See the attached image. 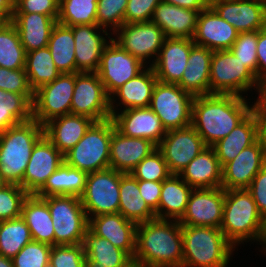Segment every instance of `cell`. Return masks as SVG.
<instances>
[{"mask_svg":"<svg viewBox=\"0 0 266 267\" xmlns=\"http://www.w3.org/2000/svg\"><path fill=\"white\" fill-rule=\"evenodd\" d=\"M254 109L255 101L253 103L247 97L222 94L196 96L192 103L191 126L211 147L226 137Z\"/></svg>","mask_w":266,"mask_h":267,"instance_id":"1","label":"cell"},{"mask_svg":"<svg viewBox=\"0 0 266 267\" xmlns=\"http://www.w3.org/2000/svg\"><path fill=\"white\" fill-rule=\"evenodd\" d=\"M135 267H182V225L155 218L137 225Z\"/></svg>","mask_w":266,"mask_h":267,"instance_id":"2","label":"cell"},{"mask_svg":"<svg viewBox=\"0 0 266 267\" xmlns=\"http://www.w3.org/2000/svg\"><path fill=\"white\" fill-rule=\"evenodd\" d=\"M220 229L235 248L241 244L256 241L258 242L256 244L261 245L259 251L266 256V220L259 213L247 189L225 190Z\"/></svg>","mask_w":266,"mask_h":267,"instance_id":"3","label":"cell"},{"mask_svg":"<svg viewBox=\"0 0 266 267\" xmlns=\"http://www.w3.org/2000/svg\"><path fill=\"white\" fill-rule=\"evenodd\" d=\"M44 136L33 118L0 133V173L7 184L20 186L35 144Z\"/></svg>","mask_w":266,"mask_h":267,"instance_id":"4","label":"cell"},{"mask_svg":"<svg viewBox=\"0 0 266 267\" xmlns=\"http://www.w3.org/2000/svg\"><path fill=\"white\" fill-rule=\"evenodd\" d=\"M182 267H228L235 247L220 228L182 225Z\"/></svg>","mask_w":266,"mask_h":267,"instance_id":"5","label":"cell"},{"mask_svg":"<svg viewBox=\"0 0 266 267\" xmlns=\"http://www.w3.org/2000/svg\"><path fill=\"white\" fill-rule=\"evenodd\" d=\"M253 90L259 98L264 94L265 87L239 58L230 50L213 52L210 64V94L248 97L247 92Z\"/></svg>","mask_w":266,"mask_h":267,"instance_id":"6","label":"cell"},{"mask_svg":"<svg viewBox=\"0 0 266 267\" xmlns=\"http://www.w3.org/2000/svg\"><path fill=\"white\" fill-rule=\"evenodd\" d=\"M114 128L111 118L94 122L83 138L64 154V162L87 173L110 168V141Z\"/></svg>","mask_w":266,"mask_h":267,"instance_id":"7","label":"cell"},{"mask_svg":"<svg viewBox=\"0 0 266 267\" xmlns=\"http://www.w3.org/2000/svg\"><path fill=\"white\" fill-rule=\"evenodd\" d=\"M51 214L55 245H77L83 242L88 229V218L80 197L51 195L42 197Z\"/></svg>","mask_w":266,"mask_h":267,"instance_id":"8","label":"cell"},{"mask_svg":"<svg viewBox=\"0 0 266 267\" xmlns=\"http://www.w3.org/2000/svg\"><path fill=\"white\" fill-rule=\"evenodd\" d=\"M194 96L178 84L157 81L154 86L149 108L160 119L165 131L191 125Z\"/></svg>","mask_w":266,"mask_h":267,"instance_id":"9","label":"cell"},{"mask_svg":"<svg viewBox=\"0 0 266 267\" xmlns=\"http://www.w3.org/2000/svg\"><path fill=\"white\" fill-rule=\"evenodd\" d=\"M124 174L111 168L88 173L84 192L80 196L88 219L119 213L120 178Z\"/></svg>","mask_w":266,"mask_h":267,"instance_id":"10","label":"cell"},{"mask_svg":"<svg viewBox=\"0 0 266 267\" xmlns=\"http://www.w3.org/2000/svg\"><path fill=\"white\" fill-rule=\"evenodd\" d=\"M75 73H61L51 83L36 91L32 101V117L44 125L53 118L71 113Z\"/></svg>","mask_w":266,"mask_h":267,"instance_id":"11","label":"cell"},{"mask_svg":"<svg viewBox=\"0 0 266 267\" xmlns=\"http://www.w3.org/2000/svg\"><path fill=\"white\" fill-rule=\"evenodd\" d=\"M112 35V39L118 45L147 67H151L156 61L166 38L162 29L152 21L124 23Z\"/></svg>","mask_w":266,"mask_h":267,"instance_id":"12","label":"cell"},{"mask_svg":"<svg viewBox=\"0 0 266 267\" xmlns=\"http://www.w3.org/2000/svg\"><path fill=\"white\" fill-rule=\"evenodd\" d=\"M71 114L84 115L95 122L111 118L110 97L96 72H76Z\"/></svg>","mask_w":266,"mask_h":267,"instance_id":"13","label":"cell"},{"mask_svg":"<svg viewBox=\"0 0 266 267\" xmlns=\"http://www.w3.org/2000/svg\"><path fill=\"white\" fill-rule=\"evenodd\" d=\"M146 67L139 59L111 39L103 50L96 73L110 97L119 87L135 78Z\"/></svg>","mask_w":266,"mask_h":267,"instance_id":"14","label":"cell"},{"mask_svg":"<svg viewBox=\"0 0 266 267\" xmlns=\"http://www.w3.org/2000/svg\"><path fill=\"white\" fill-rule=\"evenodd\" d=\"M208 146L191 126L166 131L157 145L172 174L180 172Z\"/></svg>","mask_w":266,"mask_h":267,"instance_id":"15","label":"cell"},{"mask_svg":"<svg viewBox=\"0 0 266 267\" xmlns=\"http://www.w3.org/2000/svg\"><path fill=\"white\" fill-rule=\"evenodd\" d=\"M266 165V145L261 136L222 167L224 190L247 189L256 174Z\"/></svg>","mask_w":266,"mask_h":267,"instance_id":"16","label":"cell"},{"mask_svg":"<svg viewBox=\"0 0 266 267\" xmlns=\"http://www.w3.org/2000/svg\"><path fill=\"white\" fill-rule=\"evenodd\" d=\"M224 202L225 190L222 187L193 189L179 223L220 228Z\"/></svg>","mask_w":266,"mask_h":267,"instance_id":"17","label":"cell"},{"mask_svg":"<svg viewBox=\"0 0 266 267\" xmlns=\"http://www.w3.org/2000/svg\"><path fill=\"white\" fill-rule=\"evenodd\" d=\"M70 28L75 42L76 72H96L112 33L97 24L74 25Z\"/></svg>","mask_w":266,"mask_h":267,"instance_id":"18","label":"cell"},{"mask_svg":"<svg viewBox=\"0 0 266 267\" xmlns=\"http://www.w3.org/2000/svg\"><path fill=\"white\" fill-rule=\"evenodd\" d=\"M64 162V155L44 135L34 146L20 186L36 194Z\"/></svg>","mask_w":266,"mask_h":267,"instance_id":"19","label":"cell"},{"mask_svg":"<svg viewBox=\"0 0 266 267\" xmlns=\"http://www.w3.org/2000/svg\"><path fill=\"white\" fill-rule=\"evenodd\" d=\"M219 16L238 33L259 31L266 27V7L250 0H209Z\"/></svg>","mask_w":266,"mask_h":267,"instance_id":"20","label":"cell"},{"mask_svg":"<svg viewBox=\"0 0 266 267\" xmlns=\"http://www.w3.org/2000/svg\"><path fill=\"white\" fill-rule=\"evenodd\" d=\"M195 43L188 38H165L158 57L151 66L159 82L178 84L188 65L190 50Z\"/></svg>","mask_w":266,"mask_h":267,"instance_id":"21","label":"cell"},{"mask_svg":"<svg viewBox=\"0 0 266 267\" xmlns=\"http://www.w3.org/2000/svg\"><path fill=\"white\" fill-rule=\"evenodd\" d=\"M111 119L115 128L123 135L149 139L156 145L166 134L160 119L149 107L111 112Z\"/></svg>","mask_w":266,"mask_h":267,"instance_id":"22","label":"cell"},{"mask_svg":"<svg viewBox=\"0 0 266 267\" xmlns=\"http://www.w3.org/2000/svg\"><path fill=\"white\" fill-rule=\"evenodd\" d=\"M237 36L238 31L208 5L199 12L192 40L212 51L229 50Z\"/></svg>","mask_w":266,"mask_h":267,"instance_id":"23","label":"cell"},{"mask_svg":"<svg viewBox=\"0 0 266 267\" xmlns=\"http://www.w3.org/2000/svg\"><path fill=\"white\" fill-rule=\"evenodd\" d=\"M157 149L149 139L128 137L116 128L110 141L109 167L122 173H130L137 164Z\"/></svg>","mask_w":266,"mask_h":267,"instance_id":"24","label":"cell"},{"mask_svg":"<svg viewBox=\"0 0 266 267\" xmlns=\"http://www.w3.org/2000/svg\"><path fill=\"white\" fill-rule=\"evenodd\" d=\"M88 229L134 257L137 224L127 220L120 213L91 217L88 219Z\"/></svg>","mask_w":266,"mask_h":267,"instance_id":"25","label":"cell"},{"mask_svg":"<svg viewBox=\"0 0 266 267\" xmlns=\"http://www.w3.org/2000/svg\"><path fill=\"white\" fill-rule=\"evenodd\" d=\"M261 137V117L256 108L240 122L226 137L211 147L214 149L221 167L232 161L245 148Z\"/></svg>","mask_w":266,"mask_h":267,"instance_id":"26","label":"cell"},{"mask_svg":"<svg viewBox=\"0 0 266 267\" xmlns=\"http://www.w3.org/2000/svg\"><path fill=\"white\" fill-rule=\"evenodd\" d=\"M157 81L153 68L146 67L135 78L125 82L110 96V111L119 112L130 108L149 107Z\"/></svg>","mask_w":266,"mask_h":267,"instance_id":"27","label":"cell"},{"mask_svg":"<svg viewBox=\"0 0 266 267\" xmlns=\"http://www.w3.org/2000/svg\"><path fill=\"white\" fill-rule=\"evenodd\" d=\"M94 122L84 115L66 114L45 123L44 135L64 155L83 138Z\"/></svg>","mask_w":266,"mask_h":267,"instance_id":"28","label":"cell"},{"mask_svg":"<svg viewBox=\"0 0 266 267\" xmlns=\"http://www.w3.org/2000/svg\"><path fill=\"white\" fill-rule=\"evenodd\" d=\"M198 15L197 10L178 7L162 0L155 8L151 21L162 29L167 38L192 39Z\"/></svg>","mask_w":266,"mask_h":267,"instance_id":"29","label":"cell"},{"mask_svg":"<svg viewBox=\"0 0 266 267\" xmlns=\"http://www.w3.org/2000/svg\"><path fill=\"white\" fill-rule=\"evenodd\" d=\"M15 25L26 53L48 46L51 32L57 23L53 17L37 13H13Z\"/></svg>","mask_w":266,"mask_h":267,"instance_id":"30","label":"cell"},{"mask_svg":"<svg viewBox=\"0 0 266 267\" xmlns=\"http://www.w3.org/2000/svg\"><path fill=\"white\" fill-rule=\"evenodd\" d=\"M212 50L194 44L188 57V65L178 85L192 96L210 94V64Z\"/></svg>","mask_w":266,"mask_h":267,"instance_id":"31","label":"cell"},{"mask_svg":"<svg viewBox=\"0 0 266 267\" xmlns=\"http://www.w3.org/2000/svg\"><path fill=\"white\" fill-rule=\"evenodd\" d=\"M82 245L86 257L85 267H135L128 253L89 229L85 231Z\"/></svg>","mask_w":266,"mask_h":267,"instance_id":"32","label":"cell"},{"mask_svg":"<svg viewBox=\"0 0 266 267\" xmlns=\"http://www.w3.org/2000/svg\"><path fill=\"white\" fill-rule=\"evenodd\" d=\"M193 189L218 188L222 184V167L212 147L205 148L179 174Z\"/></svg>","mask_w":266,"mask_h":267,"instance_id":"33","label":"cell"},{"mask_svg":"<svg viewBox=\"0 0 266 267\" xmlns=\"http://www.w3.org/2000/svg\"><path fill=\"white\" fill-rule=\"evenodd\" d=\"M21 217L30 229L33 241L55 245L51 214L46 201L35 194H29L22 205Z\"/></svg>","mask_w":266,"mask_h":267,"instance_id":"34","label":"cell"},{"mask_svg":"<svg viewBox=\"0 0 266 267\" xmlns=\"http://www.w3.org/2000/svg\"><path fill=\"white\" fill-rule=\"evenodd\" d=\"M193 188L179 175L172 174L162 181L158 218L179 221L185 213Z\"/></svg>","mask_w":266,"mask_h":267,"instance_id":"35","label":"cell"},{"mask_svg":"<svg viewBox=\"0 0 266 267\" xmlns=\"http://www.w3.org/2000/svg\"><path fill=\"white\" fill-rule=\"evenodd\" d=\"M119 191V213L124 218L137 225L156 218L155 212L140 194L138 180L130 173H126L120 178Z\"/></svg>","mask_w":266,"mask_h":267,"instance_id":"36","label":"cell"},{"mask_svg":"<svg viewBox=\"0 0 266 267\" xmlns=\"http://www.w3.org/2000/svg\"><path fill=\"white\" fill-rule=\"evenodd\" d=\"M88 173L63 162L35 194L39 197L51 195H74L80 197L85 189Z\"/></svg>","mask_w":266,"mask_h":267,"instance_id":"37","label":"cell"},{"mask_svg":"<svg viewBox=\"0 0 266 267\" xmlns=\"http://www.w3.org/2000/svg\"><path fill=\"white\" fill-rule=\"evenodd\" d=\"M47 47L56 68L61 73H76L75 42L70 27L57 22L51 32Z\"/></svg>","mask_w":266,"mask_h":267,"instance_id":"38","label":"cell"},{"mask_svg":"<svg viewBox=\"0 0 266 267\" xmlns=\"http://www.w3.org/2000/svg\"><path fill=\"white\" fill-rule=\"evenodd\" d=\"M34 94H17L0 89V133L31 120Z\"/></svg>","mask_w":266,"mask_h":267,"instance_id":"39","label":"cell"},{"mask_svg":"<svg viewBox=\"0 0 266 267\" xmlns=\"http://www.w3.org/2000/svg\"><path fill=\"white\" fill-rule=\"evenodd\" d=\"M25 70L33 91L51 83L61 74L48 47L26 53Z\"/></svg>","mask_w":266,"mask_h":267,"instance_id":"40","label":"cell"},{"mask_svg":"<svg viewBox=\"0 0 266 267\" xmlns=\"http://www.w3.org/2000/svg\"><path fill=\"white\" fill-rule=\"evenodd\" d=\"M26 51L22 46L18 31L11 22L0 25V67L8 69H24Z\"/></svg>","mask_w":266,"mask_h":267,"instance_id":"41","label":"cell"},{"mask_svg":"<svg viewBox=\"0 0 266 267\" xmlns=\"http://www.w3.org/2000/svg\"><path fill=\"white\" fill-rule=\"evenodd\" d=\"M31 241L30 229L21 216L0 221V255L12 259Z\"/></svg>","mask_w":266,"mask_h":267,"instance_id":"42","label":"cell"},{"mask_svg":"<svg viewBox=\"0 0 266 267\" xmlns=\"http://www.w3.org/2000/svg\"><path fill=\"white\" fill-rule=\"evenodd\" d=\"M98 0H59V24L74 25L97 24Z\"/></svg>","mask_w":266,"mask_h":267,"instance_id":"43","label":"cell"},{"mask_svg":"<svg viewBox=\"0 0 266 267\" xmlns=\"http://www.w3.org/2000/svg\"><path fill=\"white\" fill-rule=\"evenodd\" d=\"M130 174L135 179L144 181H163L172 175L158 149L137 164Z\"/></svg>","mask_w":266,"mask_h":267,"instance_id":"44","label":"cell"},{"mask_svg":"<svg viewBox=\"0 0 266 267\" xmlns=\"http://www.w3.org/2000/svg\"><path fill=\"white\" fill-rule=\"evenodd\" d=\"M127 3L128 0H98L97 25L113 34L124 24Z\"/></svg>","mask_w":266,"mask_h":267,"instance_id":"45","label":"cell"},{"mask_svg":"<svg viewBox=\"0 0 266 267\" xmlns=\"http://www.w3.org/2000/svg\"><path fill=\"white\" fill-rule=\"evenodd\" d=\"M29 194L19 185L7 184L0 189V221L21 216L22 205Z\"/></svg>","mask_w":266,"mask_h":267,"instance_id":"46","label":"cell"},{"mask_svg":"<svg viewBox=\"0 0 266 267\" xmlns=\"http://www.w3.org/2000/svg\"><path fill=\"white\" fill-rule=\"evenodd\" d=\"M52 246L31 241L12 258L14 267H44L50 260Z\"/></svg>","mask_w":266,"mask_h":267,"instance_id":"47","label":"cell"},{"mask_svg":"<svg viewBox=\"0 0 266 267\" xmlns=\"http://www.w3.org/2000/svg\"><path fill=\"white\" fill-rule=\"evenodd\" d=\"M258 31L238 33L237 39L229 49L257 77Z\"/></svg>","mask_w":266,"mask_h":267,"instance_id":"48","label":"cell"},{"mask_svg":"<svg viewBox=\"0 0 266 267\" xmlns=\"http://www.w3.org/2000/svg\"><path fill=\"white\" fill-rule=\"evenodd\" d=\"M49 262L54 267H85L86 257L83 245H54Z\"/></svg>","mask_w":266,"mask_h":267,"instance_id":"49","label":"cell"},{"mask_svg":"<svg viewBox=\"0 0 266 267\" xmlns=\"http://www.w3.org/2000/svg\"><path fill=\"white\" fill-rule=\"evenodd\" d=\"M0 89L17 94H34L25 68L13 70L0 67Z\"/></svg>","mask_w":266,"mask_h":267,"instance_id":"50","label":"cell"},{"mask_svg":"<svg viewBox=\"0 0 266 267\" xmlns=\"http://www.w3.org/2000/svg\"><path fill=\"white\" fill-rule=\"evenodd\" d=\"M162 0H128L124 14L125 24L151 21L157 5Z\"/></svg>","mask_w":266,"mask_h":267,"instance_id":"51","label":"cell"},{"mask_svg":"<svg viewBox=\"0 0 266 267\" xmlns=\"http://www.w3.org/2000/svg\"><path fill=\"white\" fill-rule=\"evenodd\" d=\"M13 13H37L53 17L59 16V0H15Z\"/></svg>","mask_w":266,"mask_h":267,"instance_id":"52","label":"cell"},{"mask_svg":"<svg viewBox=\"0 0 266 267\" xmlns=\"http://www.w3.org/2000/svg\"><path fill=\"white\" fill-rule=\"evenodd\" d=\"M247 190L251 193L259 213L266 220V165L256 174Z\"/></svg>","mask_w":266,"mask_h":267,"instance_id":"53","label":"cell"},{"mask_svg":"<svg viewBox=\"0 0 266 267\" xmlns=\"http://www.w3.org/2000/svg\"><path fill=\"white\" fill-rule=\"evenodd\" d=\"M138 187L142 198L155 212L156 218H158V205L161 195L162 181L138 180Z\"/></svg>","mask_w":266,"mask_h":267,"instance_id":"54","label":"cell"},{"mask_svg":"<svg viewBox=\"0 0 266 267\" xmlns=\"http://www.w3.org/2000/svg\"><path fill=\"white\" fill-rule=\"evenodd\" d=\"M257 79L266 86V27L258 31L257 42Z\"/></svg>","mask_w":266,"mask_h":267,"instance_id":"55","label":"cell"},{"mask_svg":"<svg viewBox=\"0 0 266 267\" xmlns=\"http://www.w3.org/2000/svg\"><path fill=\"white\" fill-rule=\"evenodd\" d=\"M163 1L172 5H176L178 7L197 10L198 12H201L209 5L208 0H163Z\"/></svg>","mask_w":266,"mask_h":267,"instance_id":"56","label":"cell"},{"mask_svg":"<svg viewBox=\"0 0 266 267\" xmlns=\"http://www.w3.org/2000/svg\"><path fill=\"white\" fill-rule=\"evenodd\" d=\"M255 108L261 117V136L264 138L266 145V96L263 94L255 100Z\"/></svg>","mask_w":266,"mask_h":267,"instance_id":"57","label":"cell"},{"mask_svg":"<svg viewBox=\"0 0 266 267\" xmlns=\"http://www.w3.org/2000/svg\"><path fill=\"white\" fill-rule=\"evenodd\" d=\"M15 8V0H0V19L3 22L11 21Z\"/></svg>","mask_w":266,"mask_h":267,"instance_id":"58","label":"cell"},{"mask_svg":"<svg viewBox=\"0 0 266 267\" xmlns=\"http://www.w3.org/2000/svg\"><path fill=\"white\" fill-rule=\"evenodd\" d=\"M0 267H14L12 259L0 255Z\"/></svg>","mask_w":266,"mask_h":267,"instance_id":"59","label":"cell"},{"mask_svg":"<svg viewBox=\"0 0 266 267\" xmlns=\"http://www.w3.org/2000/svg\"><path fill=\"white\" fill-rule=\"evenodd\" d=\"M7 185V182L4 180L3 176L0 173V189L5 187Z\"/></svg>","mask_w":266,"mask_h":267,"instance_id":"60","label":"cell"},{"mask_svg":"<svg viewBox=\"0 0 266 267\" xmlns=\"http://www.w3.org/2000/svg\"><path fill=\"white\" fill-rule=\"evenodd\" d=\"M250 1L260 3L266 7V0H250Z\"/></svg>","mask_w":266,"mask_h":267,"instance_id":"61","label":"cell"},{"mask_svg":"<svg viewBox=\"0 0 266 267\" xmlns=\"http://www.w3.org/2000/svg\"><path fill=\"white\" fill-rule=\"evenodd\" d=\"M44 267H54L50 262H48Z\"/></svg>","mask_w":266,"mask_h":267,"instance_id":"62","label":"cell"}]
</instances>
